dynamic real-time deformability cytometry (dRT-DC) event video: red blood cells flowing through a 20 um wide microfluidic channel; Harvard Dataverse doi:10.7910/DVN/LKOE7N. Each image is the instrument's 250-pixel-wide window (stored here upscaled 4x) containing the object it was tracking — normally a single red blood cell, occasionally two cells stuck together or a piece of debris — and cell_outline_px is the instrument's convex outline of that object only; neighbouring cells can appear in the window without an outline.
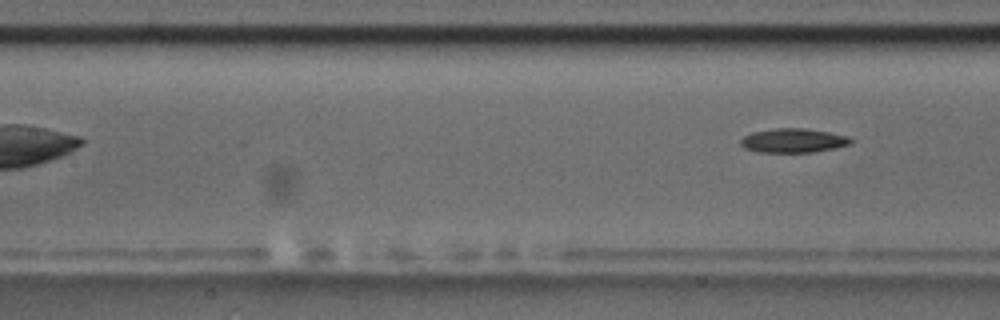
{"species": "common noctule bat (a hibernating species)", "species_latin": "Nyctalus noctula", "temperature_condition": "room temperature", "stored_images_in_passage": 6, "camera_frame_rate_fps": 3000, "um_per_image_px": 0.085, "animal": {"sex": "male", "body_mass_g": 17.5, "forearm_length_mm": 52.3}, "frame": {"image": 1, "passage_image": 6, "time_ms": 6.0, "image_size_px": [1000, 320], "cell_outline_px": [[856, 140], [852, 144], [836, 148], [812, 152], [760, 152], [744, 148], [740, 144], [740, 140], [744, 136], [752, 132], [772, 128], [804, 128], [828, 132], [848, 136]], "centroid_in_image_um": [67.46, 11.94], "position_along_channel_um": 139.9, "area_um2": 15.66}}